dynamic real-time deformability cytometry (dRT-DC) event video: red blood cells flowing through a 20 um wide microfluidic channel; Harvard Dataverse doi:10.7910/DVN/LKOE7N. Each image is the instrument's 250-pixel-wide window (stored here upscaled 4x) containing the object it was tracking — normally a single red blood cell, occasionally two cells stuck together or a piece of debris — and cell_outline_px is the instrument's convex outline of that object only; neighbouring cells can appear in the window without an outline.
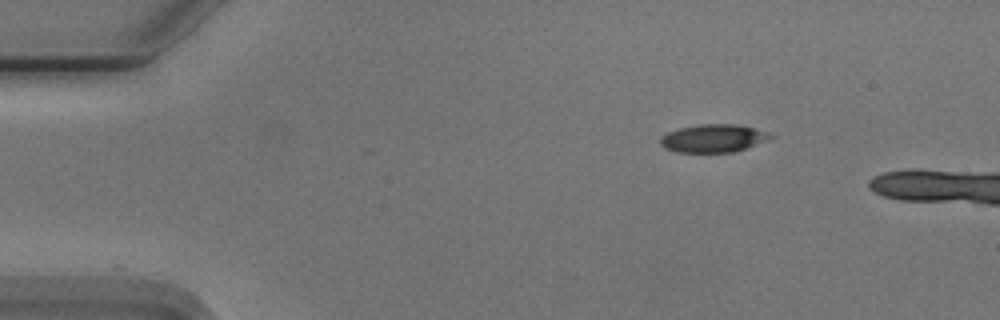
{"species": "Egyptian fruit bat (a non-hibernating species)", "species_latin": "Rousettus aegyptiacus", "temperature_condition": "cold", "stored_images_in_passage": 10, "camera_frame_rate_fps": 3000, "um_per_image_px": 0.085, "animal": {"sex": "male"}, "frame": {"image": 1, "passage_image": 1, "time_ms": 0.0, "image_size_px": [1000, 320], "cell_outline_px": [[772, 136], [764, 140], [744, 148], [732, 152], [676, 152], [664, 148], [660, 144], [660, 136], [668, 132], [680, 128], [700, 124], [736, 124], [752, 128], [764, 132]], "centroid_in_image_um": [60.5, 11.76], "position_along_channel_um": 24.5, "area_um2": 17.46}}